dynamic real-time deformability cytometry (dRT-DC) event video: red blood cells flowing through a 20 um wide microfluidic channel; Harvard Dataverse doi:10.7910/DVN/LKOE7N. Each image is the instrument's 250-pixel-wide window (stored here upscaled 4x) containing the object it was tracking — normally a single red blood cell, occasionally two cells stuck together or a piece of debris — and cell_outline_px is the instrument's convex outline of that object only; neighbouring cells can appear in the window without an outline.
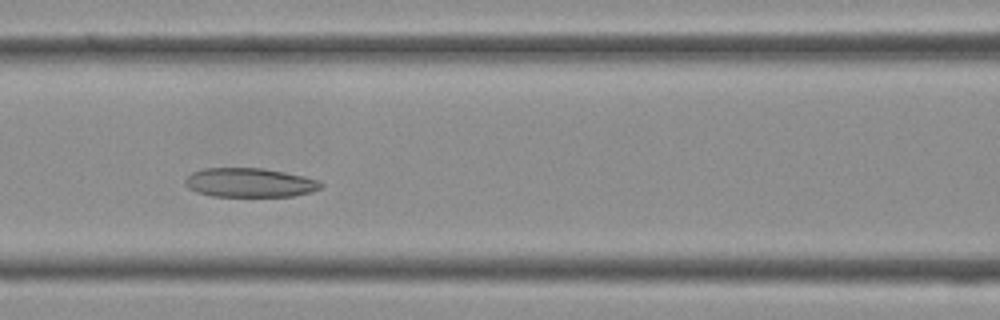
{"species": "Egyptian fruit bat (a non-hibernating species)", "species_latin": "Rousettus aegyptiacus", "temperature_condition": "cold", "stored_images_in_passage": 38, "camera_frame_rate_fps": 3000, "um_per_image_px": 0.085, "frame": {"image": 1, "passage_image": 14, "time_ms": 4.333, "image_size_px": [1000, 320], "cell_outline_px": [[324, 184], [320, 188], [312, 192], [292, 196], [212, 196], [196, 192], [188, 188], [184, 184], [184, 180], [192, 172], [204, 168], [264, 168], [304, 176], [320, 180]], "centroid_in_image_um": [21.23, 15.52], "position_along_channel_um": 145.4, "area_um2": 23.18}}
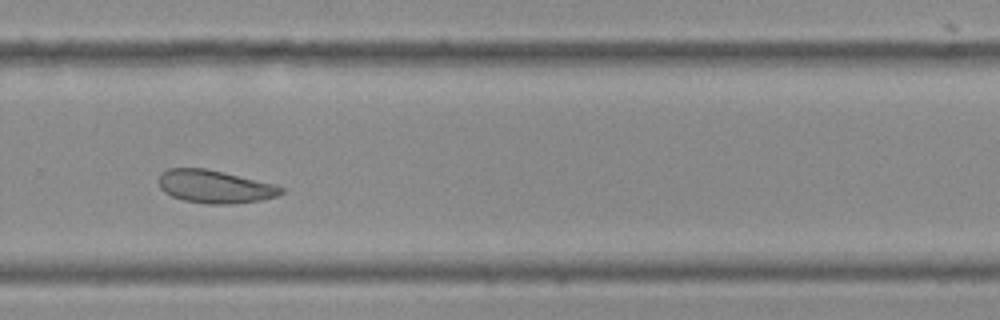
{"frame": {"image": 2, "passage_image": 24, "time_ms": 7.667, "image_size_px": [1000, 320], "cell_outline_px": [[284, 192], [276, 196], [264, 200], [232, 204], [208, 204], [184, 200], [172, 196], [164, 192], [160, 188], [160, 172], [168, 168], [204, 168], [224, 172], [276, 184], [284, 188]], "centroid_in_image_um": [18.29, 15.86], "position_along_channel_um": 311.5, "area_um2": 23.64}}
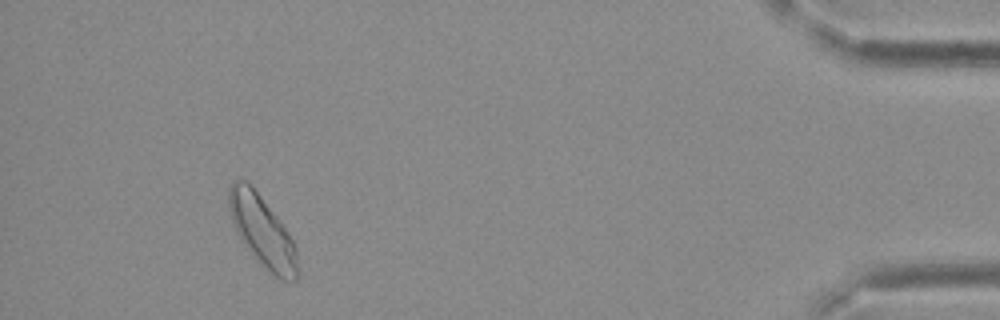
{"frame": {"image": 3, "passage_image": 34, "time_ms": 11.0, "image_size_px": [1000, 320], "cell_outline_px": [[300, 272], [296, 280], [280, 280], [240, 240], [236, 232], [228, 208], [228, 188], [232, 180], [244, 180], [256, 192], [280, 220], [288, 232], [296, 248]], "centroid_in_image_um": [22.3, 19.65], "position_along_channel_um": 412.9, "area_um2": 27.8}}